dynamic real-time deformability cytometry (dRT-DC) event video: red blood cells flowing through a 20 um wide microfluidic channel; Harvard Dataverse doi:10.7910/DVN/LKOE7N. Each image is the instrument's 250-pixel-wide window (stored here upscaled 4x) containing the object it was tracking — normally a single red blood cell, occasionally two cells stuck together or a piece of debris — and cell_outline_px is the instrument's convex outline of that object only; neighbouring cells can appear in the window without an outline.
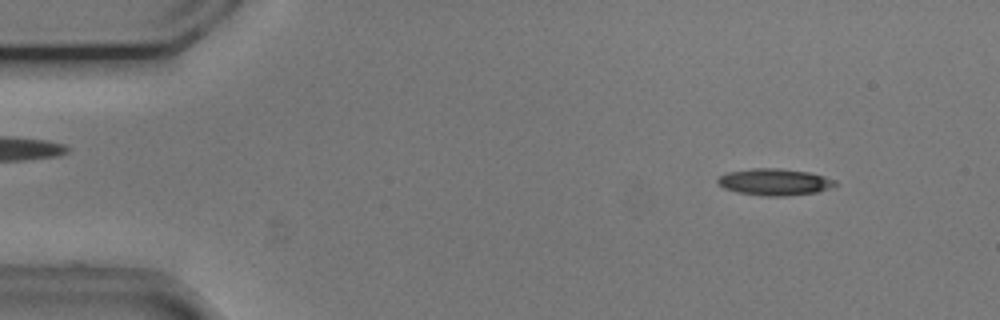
{"species": "common noctule bat (a hibernating species)", "species_latin": "Nyctalus noctula", "temperature_condition": "cold", "stored_images_in_passage": 12, "camera_frame_rate_fps": 3000, "um_per_image_px": 0.085, "animal": {"sex": "male", "body_mass_g": 20.5, "forearm_length_mm": 52.5}, "frame": {"image": 1, "passage_image": 2, "time_ms": 0.333, "image_size_px": [1000, 320], "cell_outline_px": [[836, 184], [832, 188], [816, 192], [788, 196], [760, 196], [736, 192], [724, 188], [716, 180], [720, 176], [728, 172], [752, 168], [776, 168], [808, 172], [824, 176], [836, 180]], "centroid_in_image_um": [65.84, 15.48], "position_along_channel_um": 19.2, "area_um2": 18.32}}